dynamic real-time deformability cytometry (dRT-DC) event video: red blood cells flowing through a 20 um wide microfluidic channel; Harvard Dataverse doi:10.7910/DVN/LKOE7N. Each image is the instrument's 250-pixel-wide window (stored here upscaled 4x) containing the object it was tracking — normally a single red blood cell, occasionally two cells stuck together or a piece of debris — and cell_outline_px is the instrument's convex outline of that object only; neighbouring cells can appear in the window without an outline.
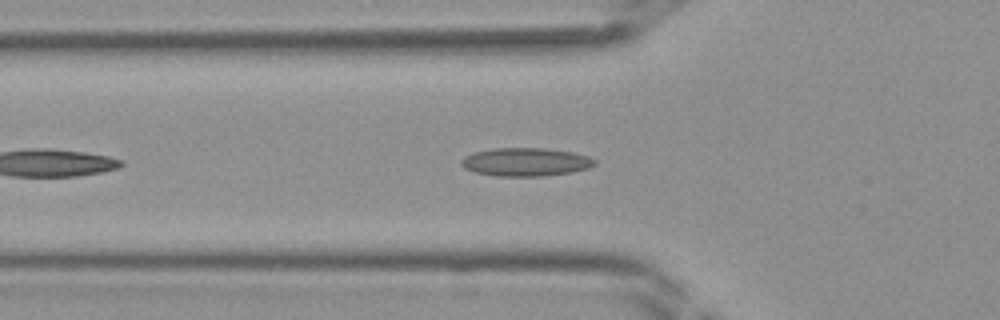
{"species": "Egyptian fruit bat (a non-hibernating species)", "species_latin": "Rousettus aegyptiacus", "temperature_condition": "room temperature", "stored_images_in_passage": 25, "camera_frame_rate_fps": 3000, "um_per_image_px": 0.085, "frame": {"image": 1, "passage_image": 5, "time_ms": 1.333, "image_size_px": [1000, 320], "cell_outline_px": [[596, 164], [588, 168], [572, 172], [544, 176], [496, 176], [476, 172], [464, 168], [460, 164], [460, 160], [464, 156], [476, 152], [492, 148], [544, 148], [572, 152], [588, 156], [596, 160]], "centroid_in_image_um": [44.68, 13.77], "position_along_channel_um": 81.1, "area_um2": 22.02}}
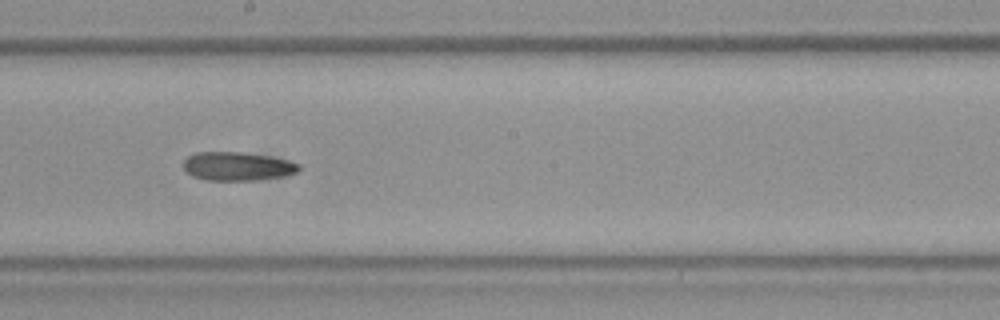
{"frame": {"image": 2, "passage_image": 14, "time_ms": 4.333, "image_size_px": [1000, 320], "cell_outline_px": [[300, 168], [296, 172], [280, 176], [252, 180], [208, 180], [192, 176], [184, 168], [184, 160], [188, 156], [196, 152], [240, 152], [268, 156], [288, 160], [300, 164]], "centroid_in_image_um": [20.15, 14.12], "position_along_channel_um": 228.0, "area_um2": 18.96}}
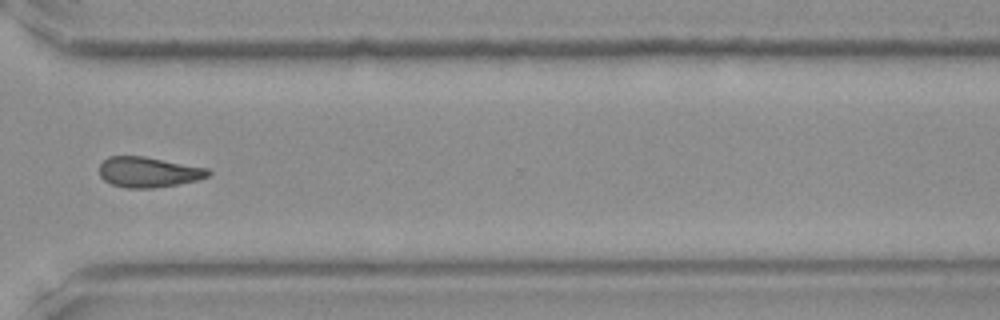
{"frame": {"image": 3, "passage_image": 22, "time_ms": 7.0, "image_size_px": [1000, 320], "cell_outline_px": [[212, 172], [208, 176], [196, 180], [176, 184], [152, 188], [128, 188], [112, 184], [104, 180], [100, 176], [100, 164], [108, 156], [144, 156], [208, 168]], "centroid_in_image_um": [12.61, 14.62], "position_along_channel_um": 358.0, "area_um2": 19.13}}